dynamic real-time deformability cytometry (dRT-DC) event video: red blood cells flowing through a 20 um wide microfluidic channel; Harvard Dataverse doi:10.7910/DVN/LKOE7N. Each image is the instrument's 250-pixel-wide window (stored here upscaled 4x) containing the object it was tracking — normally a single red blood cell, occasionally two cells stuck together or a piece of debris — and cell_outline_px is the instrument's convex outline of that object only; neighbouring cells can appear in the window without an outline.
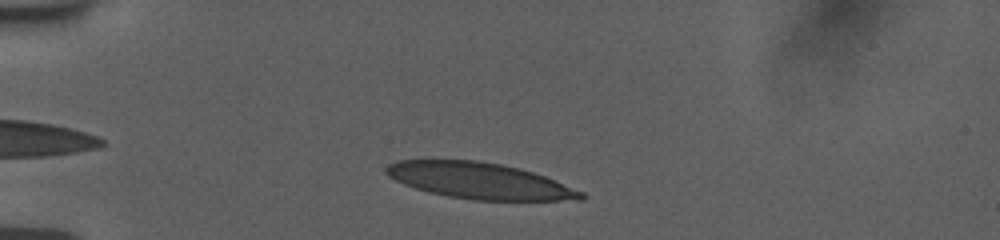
{"species": "human", "species_latin": "Homo sapiens", "temperature_condition": "room temperature", "stored_images_in_passage": 40, "camera_frame_rate_fps": 3000, "um_per_image_px": 0.085, "donor": {"sex": "female"}, "frame": {"image": 1, "passage_image": 5, "time_ms": 1.333, "image_size_px": [1000, 240], "cell_outline_px": [[588, 196], [584, 200], [472, 200], [448, 196], [428, 192], [404, 184], [388, 176], [384, 172], [384, 168], [388, 164], [396, 160], [476, 160], [500, 164], [520, 168], [544, 176], [584, 192]], "centroid_in_image_um": [40.75, 15.36], "position_along_channel_um": 44.2, "area_um2": 41.04}}
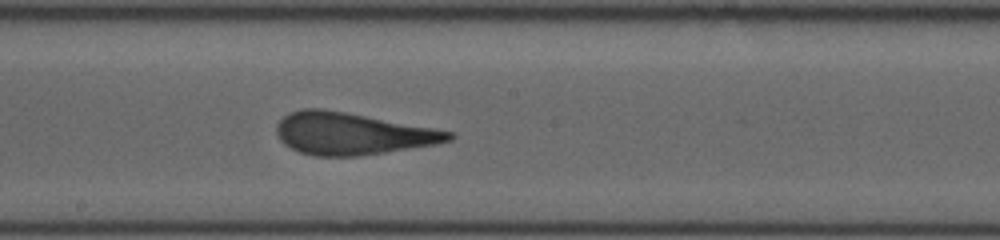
{"frame": {"image": 2, "passage_image": 22, "time_ms": 7.0, "image_size_px": [1000, 240], "cell_outline_px": [[456, 136], [452, 140], [436, 144], [384, 152], [356, 156], [316, 156], [300, 152], [284, 144], [280, 140], [276, 132], [276, 124], [284, 116], [292, 112], [304, 108], [320, 108], [344, 112], [432, 128], [452, 132]], "centroid_in_image_um": [29.9, 11.36], "position_along_channel_um": 218.3, "area_um2": 41.62}}
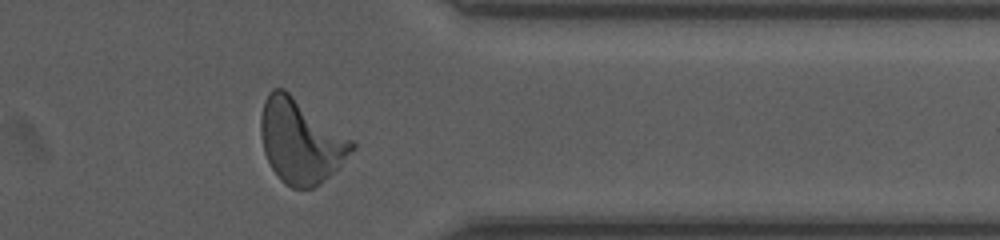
{"frame": {"image": 3, "passage_image": 36, "time_ms": 11.667, "image_size_px": [1000, 240], "cell_outline_px": [[356, 148], [340, 168], [320, 184], [312, 188], [292, 188], [280, 180], [272, 168], [264, 152], [260, 136], [260, 116], [264, 100], [268, 92], [272, 88], [284, 88], [352, 140], [356, 144]], "centroid_in_image_um": [25.55, 12.01], "position_along_channel_um": 385.8, "area_um2": 44.8}, "authors_computed_cell_mechanics": {"area_um2": 41.8183, "velocity_mm_per_s": 3.7276, "shape_relaxation_time_tau1_ms": 5.0559, "shape_relaxation_time_tau2_ms": 0.7512, "deformation_change_tau1": 0.2029, "deformation_change_tau2": 0.095}}